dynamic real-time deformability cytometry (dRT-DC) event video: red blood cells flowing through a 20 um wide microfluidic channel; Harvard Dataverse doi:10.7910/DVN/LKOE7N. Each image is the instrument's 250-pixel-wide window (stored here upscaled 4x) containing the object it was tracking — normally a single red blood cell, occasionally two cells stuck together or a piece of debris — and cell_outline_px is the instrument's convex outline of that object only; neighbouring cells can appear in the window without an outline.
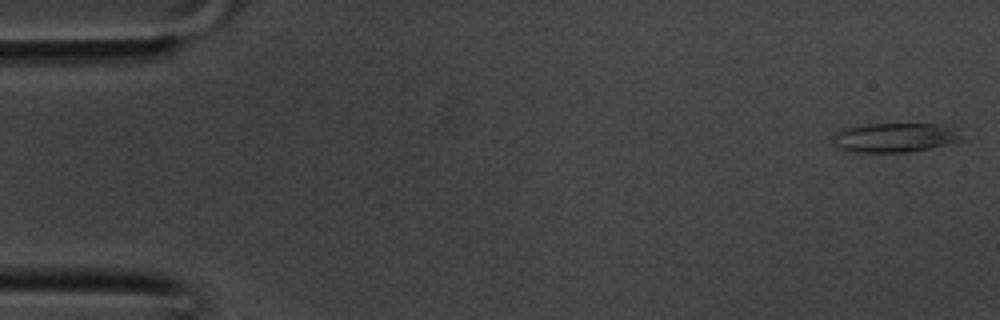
{"species": "common noctule bat (a hibernating species)", "species_latin": "Nyctalus noctula", "temperature_condition": "room temperature", "stored_images_in_passage": 38, "segment_of_instrument_passage": [1, 2], "camera_frame_rate_fps": 3000, "um_per_image_px": 0.085, "animal": {"sex": "male", "body_mass_g": 20.1, "forearm_length_mm": 53.5}, "frame": {"image": 1, "passage_image": 1, "time_ms": 0.0, "image_size_px": [1000, 320], "cell_outline_px": [[960, 140], [932, 148], [908, 152], [852, 152], [840, 148], [836, 144], [836, 132], [844, 128], [864, 124], [936, 124], [960, 136]], "centroid_in_image_um": [75.96, 11.7], "position_along_channel_um": 9.0, "area_um2": 21.1}}
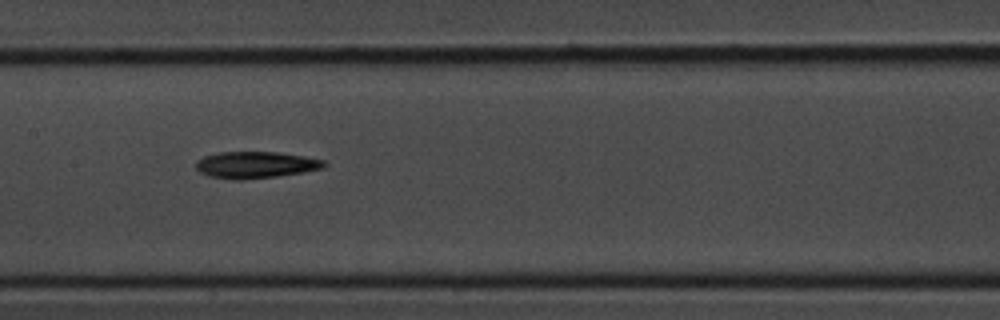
{"frame": {"image": 2, "passage_image": 18, "time_ms": 5.667, "image_size_px": [1000, 320], "cell_outline_px": [[328, 164], [320, 168], [304, 172], [276, 176], [240, 180], [232, 180], [208, 176], [200, 172], [196, 168], [196, 160], [204, 156], [220, 152], [276, 152], [304, 156], [324, 160]], "centroid_in_image_um": [21.69, 14.01], "position_along_channel_um": 185.7, "area_um2": 19.88}}
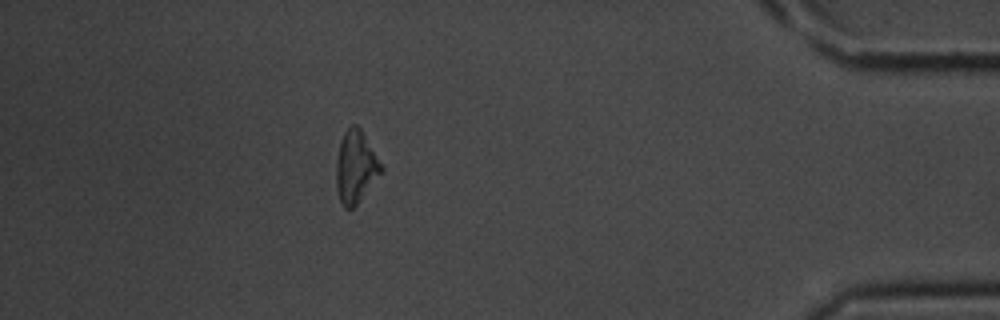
{"frame": {"image": 3, "passage_image": 33, "time_ms": 10.667, "image_size_px": [1000, 320], "cell_outline_px": [[384, 172], [356, 204], [352, 208], [344, 208], [340, 200], [336, 188], [336, 160], [340, 144], [344, 132], [352, 124], [356, 124], [360, 128], [384, 168]], "centroid_in_image_um": [30.24, 14.2], "position_along_channel_um": 405.0, "area_um2": 18.84}}